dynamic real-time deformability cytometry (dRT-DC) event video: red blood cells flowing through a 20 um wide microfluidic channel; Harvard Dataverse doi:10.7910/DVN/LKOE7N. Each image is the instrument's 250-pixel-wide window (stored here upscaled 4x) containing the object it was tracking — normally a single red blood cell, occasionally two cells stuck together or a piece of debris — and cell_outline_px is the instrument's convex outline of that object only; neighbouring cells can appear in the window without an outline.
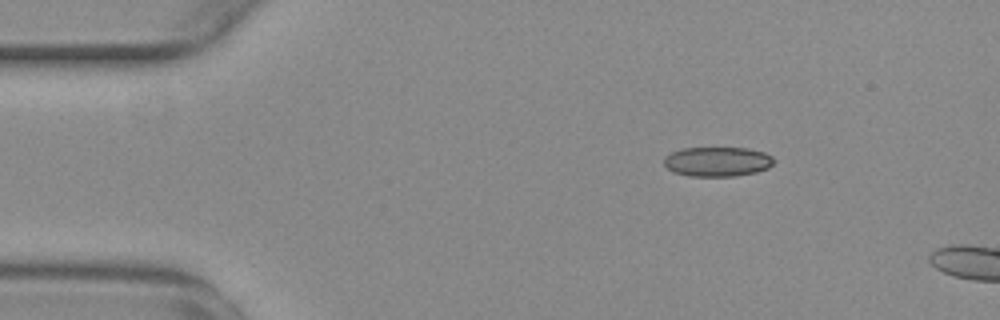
{"species": "common noctule bat (a hibernating species)", "species_latin": "Nyctalus noctula", "temperature_condition": "warm", "stored_images_in_passage": 4, "camera_frame_rate_fps": 3000, "um_per_image_px": 0.085, "animal": {"sex": "female", "body_mass_g": 29.2, "forearm_length_mm": 56.3}, "frame": {"image": 1, "passage_image": 1, "time_ms": 0.0, "image_size_px": [1000, 320], "cell_outline_px": [[772, 164], [768, 168], [756, 172], [736, 176], [688, 176], [672, 172], [664, 164], [664, 156], [680, 148], [748, 148], [764, 152], [772, 156]], "centroid_in_image_um": [60.95, 13.74], "position_along_channel_um": 24.1, "area_um2": 19.02}}